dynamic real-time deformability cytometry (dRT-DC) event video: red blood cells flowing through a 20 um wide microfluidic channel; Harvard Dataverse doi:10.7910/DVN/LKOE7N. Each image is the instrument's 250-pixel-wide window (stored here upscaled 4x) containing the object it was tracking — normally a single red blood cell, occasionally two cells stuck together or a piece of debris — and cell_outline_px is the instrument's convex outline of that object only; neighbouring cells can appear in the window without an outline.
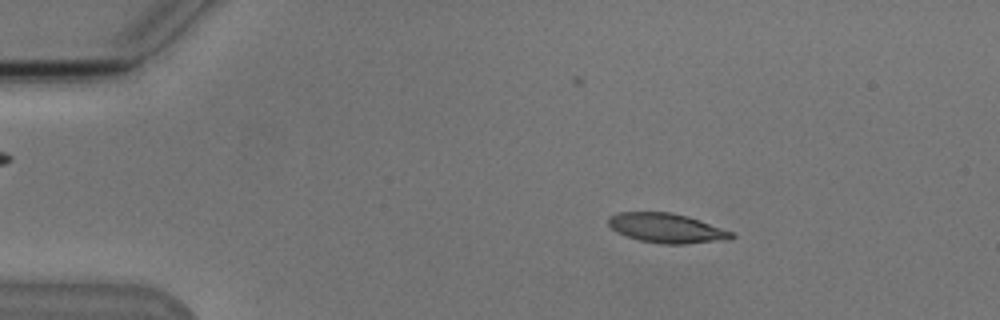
{"species": "Egyptian fruit bat (a non-hibernating species)", "species_latin": "Rousettus aegyptiacus", "temperature_condition": "cold", "stored_images_in_passage": 4, "camera_frame_rate_fps": 3000, "um_per_image_px": 0.085, "animal": {"sex": "male"}, "frame": {"image": 1, "passage_image": 2, "time_ms": 1.333, "image_size_px": [1000, 320], "cell_outline_px": [[736, 236], [728, 240], [684, 244], [664, 244], [640, 240], [616, 232], [608, 224], [608, 216], [620, 212], [672, 212], [688, 216], [736, 232]], "centroid_in_image_um": [56.72, 19.39], "position_along_channel_um": 28.3, "area_um2": 21.39}}